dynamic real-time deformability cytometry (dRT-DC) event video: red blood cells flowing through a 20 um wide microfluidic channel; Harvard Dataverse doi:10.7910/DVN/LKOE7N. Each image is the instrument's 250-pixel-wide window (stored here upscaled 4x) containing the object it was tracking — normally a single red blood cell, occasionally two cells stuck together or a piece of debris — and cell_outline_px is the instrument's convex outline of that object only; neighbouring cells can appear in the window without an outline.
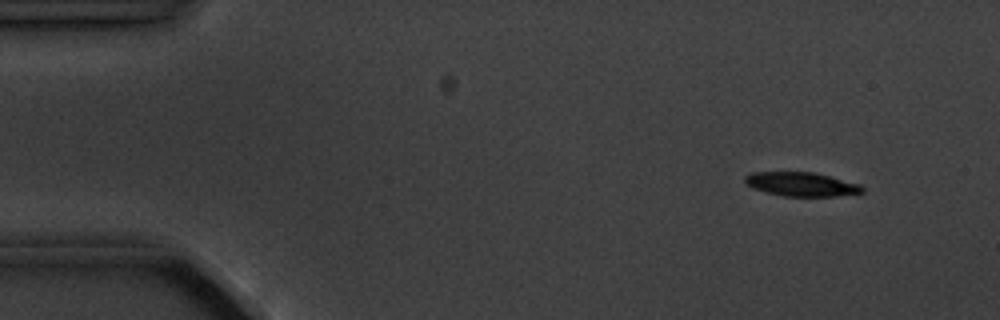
{"species": "common noctule bat (a hibernating species)", "species_latin": "Nyctalus noctula", "temperature_condition": "cold", "stored_images_in_passage": 4, "camera_frame_rate_fps": 3000, "um_per_image_px": 0.085, "animal": {"sex": "male", "body_mass_g": 20.1, "forearm_length_mm": 53.5}, "frame": {"image": 1, "passage_image": 1, "time_ms": 0.0, "image_size_px": [1000, 320], "cell_outline_px": [[864, 192], [836, 196], [784, 196], [768, 192], [756, 188], [748, 184], [744, 180], [744, 176], [752, 172], [812, 172], [860, 184], [864, 188]], "centroid_in_image_um": [68.14, 15.65], "position_along_channel_um": 16.9, "area_um2": 16.07}}